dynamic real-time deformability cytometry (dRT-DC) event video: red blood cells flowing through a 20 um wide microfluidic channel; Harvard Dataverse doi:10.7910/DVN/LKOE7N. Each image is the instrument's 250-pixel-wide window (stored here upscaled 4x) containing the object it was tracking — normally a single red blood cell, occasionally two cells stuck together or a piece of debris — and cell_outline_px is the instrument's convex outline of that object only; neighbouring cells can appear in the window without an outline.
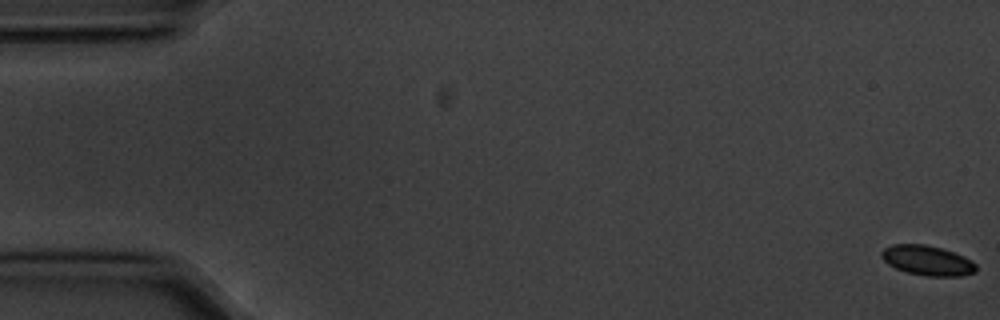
{"species": "common noctule bat (a hibernating species)", "species_latin": "Nyctalus noctula", "temperature_condition": "cold", "stored_images_in_passage": 18, "camera_frame_rate_fps": 3000, "um_per_image_px": 0.085, "animal": {"sex": "male", "body_mass_g": 20.1, "forearm_length_mm": 53.5}, "frame": {"image": 1, "passage_image": 1, "time_ms": 0.0, "image_size_px": [1000, 320], "cell_outline_px": [[976, 272], [960, 276], [928, 276], [908, 272], [896, 268], [888, 264], [880, 256], [880, 252], [884, 248], [892, 244], [924, 244], [940, 248], [964, 256], [972, 260], [976, 264]], "centroid_in_image_um": [78.82, 22.13], "position_along_channel_um": 6.2, "area_um2": 16.42}}
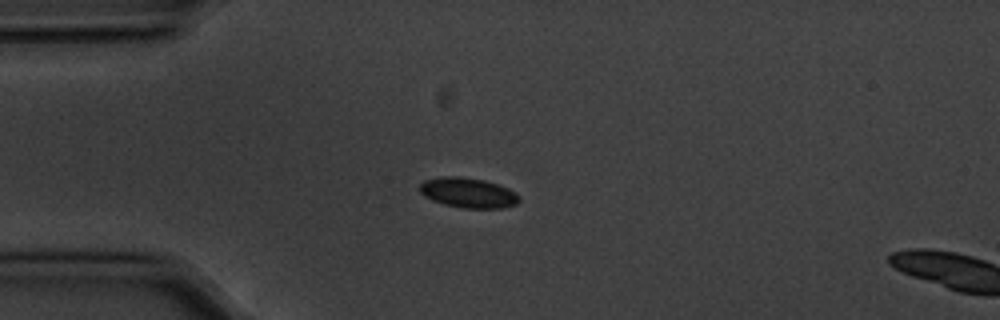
{"frame": {"image": 2, "passage_image": 15, "time_ms": 4.667, "image_size_px": [1000, 320], "cell_outline_px": [[520, 200], [516, 204], [500, 208], [464, 208], [444, 204], [432, 200], [424, 196], [420, 192], [420, 184], [424, 180], [440, 176], [460, 176], [484, 180], [508, 188], [516, 192], [520, 196]], "centroid_in_image_um": [39.79, 16.37], "position_along_channel_um": 45.2, "area_um2": 17.46}}